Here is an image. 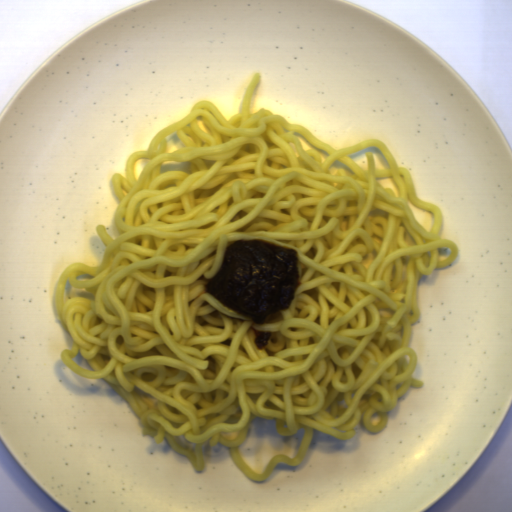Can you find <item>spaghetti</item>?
Segmentation results:
<instances>
[{"mask_svg": "<svg viewBox=\"0 0 512 512\" xmlns=\"http://www.w3.org/2000/svg\"><path fill=\"white\" fill-rule=\"evenodd\" d=\"M261 80L255 72L229 120L198 100L129 155L125 177L111 175L119 234L96 225L99 266L68 264L53 293L72 340L59 355L69 369L112 384L143 436L165 438L197 472L210 438L252 482L277 464L297 468L314 430L346 442L362 420L381 433L410 386L424 387L408 347L418 283L459 254L439 238L440 206L417 197L382 140L336 150L265 107L250 113ZM175 131L187 147L166 153ZM369 146L391 167L375 169L367 152L366 170L347 154ZM142 156L152 162L137 182ZM168 159L191 161L192 174H160ZM408 199L434 213L431 232ZM242 239L298 249L297 294L265 324L203 289L226 246ZM251 326L272 331L268 346L255 349ZM255 416L277 418L282 436L303 427L297 457L278 454L265 473L249 468L237 447Z\"/></svg>", "mask_w": 512, "mask_h": 512, "instance_id": "spaghetti-1", "label": "spaghetti"}]
</instances>
